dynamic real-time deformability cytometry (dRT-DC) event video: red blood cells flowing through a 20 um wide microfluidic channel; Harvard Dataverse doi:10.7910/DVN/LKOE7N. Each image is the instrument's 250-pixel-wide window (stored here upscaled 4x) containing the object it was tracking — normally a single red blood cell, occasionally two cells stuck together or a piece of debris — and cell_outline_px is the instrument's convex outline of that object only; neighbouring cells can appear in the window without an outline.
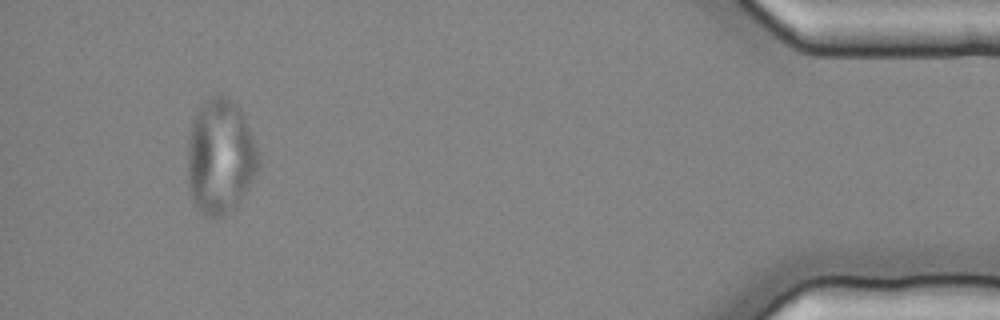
{"species": "common noctule bat (a hibernating species)", "species_latin": "Nyctalus noctula", "temperature_condition": "cold", "stored_images_in_passage": 12, "camera_frame_rate_fps": 3000, "um_per_image_px": 0.085, "animal": {"sex": "female", "body_mass_g": 25.1}, "frame": {"image": 1, "passage_image": 12, "time_ms": 3.667, "image_size_px": [1000, 320], "cell_outline_px": [[260, 156], [256, 176], [236, 204], [224, 216], [204, 216], [192, 200], [188, 188], [188, 136], [196, 112], [212, 96], [224, 96], [232, 100], [240, 108], [248, 124], [256, 144]], "centroid_in_image_um": [18.73, 13.32], "position_along_channel_um": 416.5, "area_um2": 47.34}}